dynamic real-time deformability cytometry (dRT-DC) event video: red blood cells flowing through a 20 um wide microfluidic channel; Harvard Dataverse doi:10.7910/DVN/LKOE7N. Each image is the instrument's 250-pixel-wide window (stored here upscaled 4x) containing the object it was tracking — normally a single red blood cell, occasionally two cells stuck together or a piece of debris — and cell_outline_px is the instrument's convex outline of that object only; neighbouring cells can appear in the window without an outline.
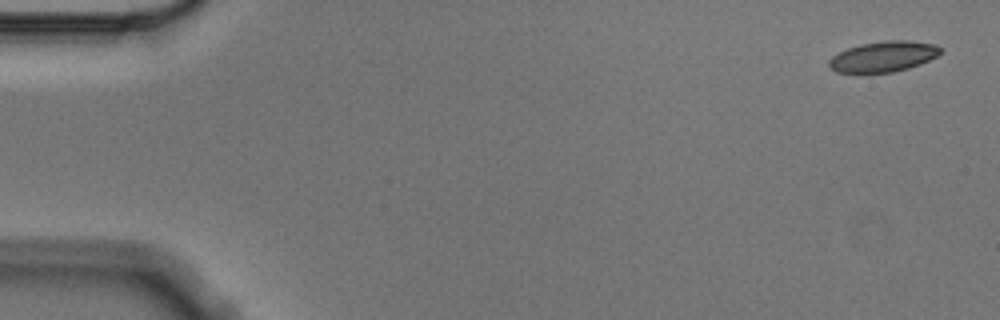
{"species": "Egyptian fruit bat (a non-hibernating species)", "species_latin": "Rousettus aegyptiacus", "temperature_condition": "cold", "stored_images_in_passage": 6, "camera_frame_rate_fps": 3000, "um_per_image_px": 0.085, "animal": {"sex": "male"}, "frame": {"image": 1, "passage_image": 1, "time_ms": 0.0, "image_size_px": [1000, 320], "cell_outline_px": [[940, 52], [936, 56], [920, 64], [908, 68], [892, 72], [836, 72], [828, 68], [828, 60], [832, 56], [848, 48], [860, 44], [884, 40], [908, 40], [936, 44], [940, 48]], "centroid_in_image_um": [75.06, 4.8], "position_along_channel_um": 9.9, "area_um2": 19.77}}
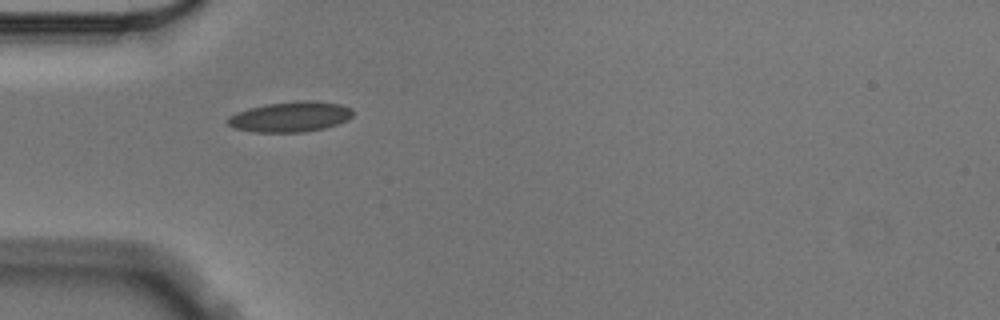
{"frame": {"image": 2, "passage_image": 5, "time_ms": 1.333, "image_size_px": [1000, 320], "cell_outline_px": [[352, 116], [348, 120], [324, 128], [304, 132], [252, 132], [232, 128], [224, 120], [228, 116], [236, 112], [248, 108], [268, 104], [300, 100], [312, 100], [340, 104], [352, 108]], "centroid_in_image_um": [24.64, 9.93], "position_along_channel_um": 60.4, "area_um2": 22.31}}
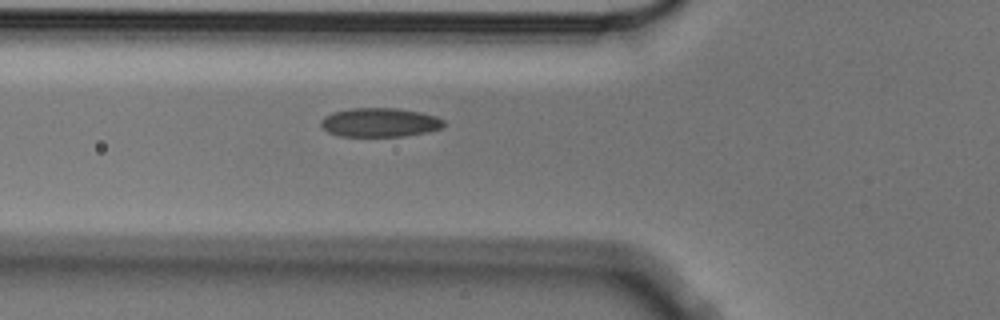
{"frame": {"image": 3, "passage_image": 6, "time_ms": 1.667, "image_size_px": [1000, 320], "cell_outline_px": [[444, 128], [428, 132], [404, 136], [340, 136], [328, 132], [320, 124], [320, 120], [324, 116], [332, 112], [352, 108], [396, 108], [420, 112], [436, 116], [444, 120]], "centroid_in_image_um": [32.29, 10.4], "position_along_channel_um": 93.5, "area_um2": 20.87}}